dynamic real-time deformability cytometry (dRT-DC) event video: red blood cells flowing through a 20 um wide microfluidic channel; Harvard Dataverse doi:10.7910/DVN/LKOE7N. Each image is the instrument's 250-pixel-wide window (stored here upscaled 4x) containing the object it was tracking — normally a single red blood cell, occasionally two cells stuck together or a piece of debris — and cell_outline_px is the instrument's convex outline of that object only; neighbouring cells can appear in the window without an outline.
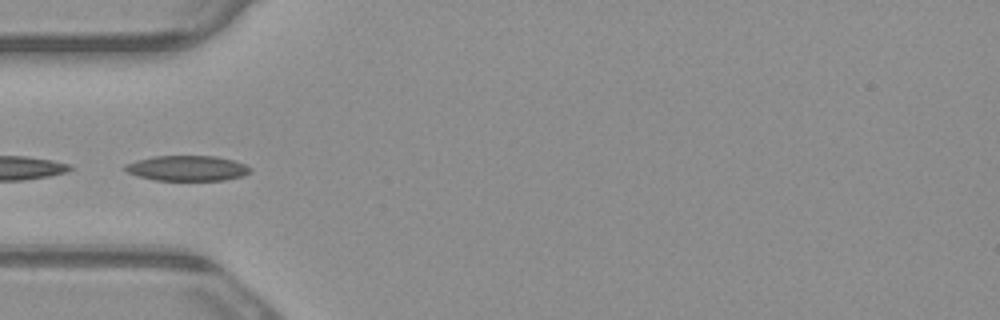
{"species": "common noctule bat (a hibernating species)", "species_latin": "Nyctalus noctula", "temperature_condition": "warm", "stored_images_in_passage": 6, "camera_frame_rate_fps": 3000, "um_per_image_px": 0.085, "animal": {"sex": "male", "body_mass_g": 23.1, "forearm_length_mm": 52.7}, "frame": {"image": 1, "passage_image": 5, "time_ms": 1.333, "image_size_px": [1000, 320], "cell_outline_px": [[252, 172], [244, 176], [224, 180], [156, 180], [136, 176], [128, 172], [124, 168], [124, 164], [136, 160], [156, 156], [216, 156], [232, 160], [244, 164], [252, 168]], "centroid_in_image_um": [15.93, 14.3], "position_along_channel_um": 69.1, "area_um2": 18.5}}
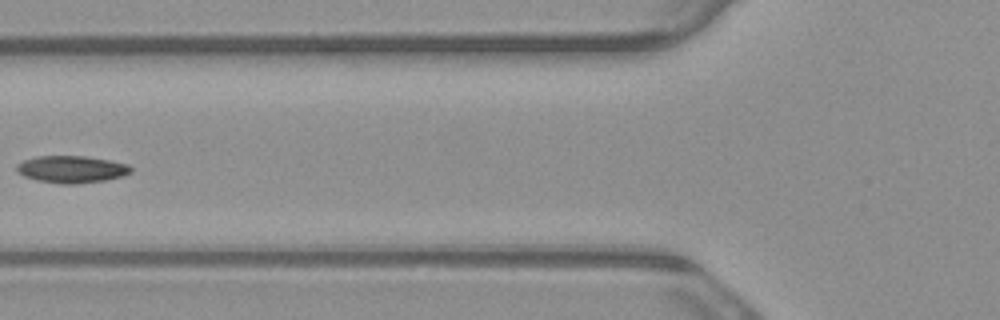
{"frame": {"image": 2, "passage_image": 6, "time_ms": 1.667, "image_size_px": [1000, 320], "cell_outline_px": [[132, 172], [124, 176], [104, 180], [76, 184], [64, 184], [36, 180], [24, 176], [16, 172], [16, 164], [24, 160], [36, 156], [84, 156], [108, 160], [128, 164], [132, 168]], "centroid_in_image_um": [6.07, 14.39], "position_along_channel_um": 119.7, "area_um2": 18.09}}